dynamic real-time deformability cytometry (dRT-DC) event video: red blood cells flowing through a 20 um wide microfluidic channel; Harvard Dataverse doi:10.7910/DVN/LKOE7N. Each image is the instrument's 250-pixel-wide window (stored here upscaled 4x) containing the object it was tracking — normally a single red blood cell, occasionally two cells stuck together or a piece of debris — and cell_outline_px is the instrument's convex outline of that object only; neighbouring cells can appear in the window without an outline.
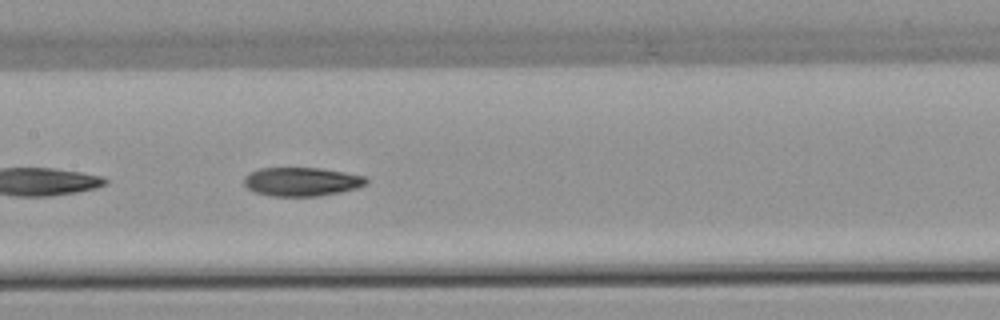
{"species": "common noctule bat (a hibernating species)", "species_latin": "Nyctalus noctula", "temperature_condition": "warm", "stored_images_in_passage": 7, "camera_frame_rate_fps": 3000, "um_per_image_px": 0.085, "animal": {"sex": "female", "body_mass_g": 22.7, "forearm_length_mm": 54.2}, "frame": {"image": 1, "passage_image": 7, "time_ms": 7.333, "image_size_px": [1000, 320], "cell_outline_px": [[368, 180], [364, 184], [356, 188], [340, 192], [320, 196], [272, 196], [256, 192], [248, 188], [244, 184], [244, 176], [248, 172], [260, 168], [320, 168], [344, 172], [364, 176]], "centroid_in_image_um": [25.6, 15.44], "position_along_channel_um": 181.8, "area_um2": 20.4}}